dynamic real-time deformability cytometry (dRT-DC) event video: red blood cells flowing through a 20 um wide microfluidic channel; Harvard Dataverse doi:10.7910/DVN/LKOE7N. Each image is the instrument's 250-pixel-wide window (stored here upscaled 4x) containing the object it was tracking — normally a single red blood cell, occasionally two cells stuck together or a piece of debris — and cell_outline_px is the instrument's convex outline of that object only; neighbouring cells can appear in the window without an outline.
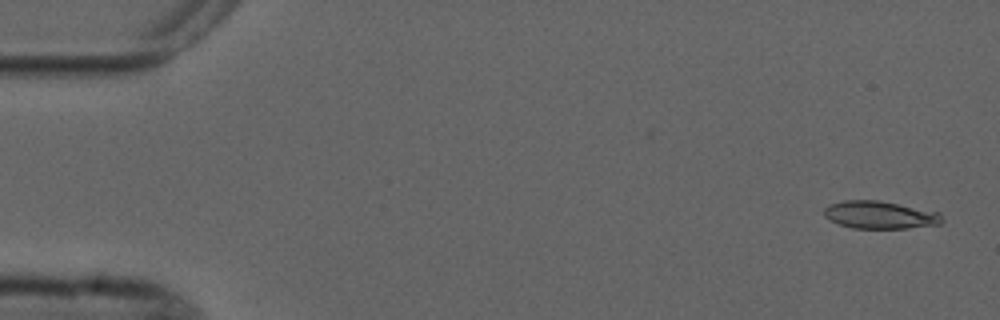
{"species": "common noctule bat (a hibernating species)", "species_latin": "Nyctalus noctula", "temperature_condition": "cold", "stored_images_in_passage": 5, "camera_frame_rate_fps": 3000, "um_per_image_px": 0.085, "animal": {"sex": "male", "forearm_length_mm": 52.5}, "frame": {"image": 1, "passage_image": 1, "time_ms": 0.0, "image_size_px": [1000, 320], "cell_outline_px": [[944, 220], [940, 224], [908, 228], [852, 228], [840, 224], [824, 216], [824, 208], [832, 204], [844, 200], [876, 200], [940, 212]], "centroid_in_image_um": [74.82, 18.27], "position_along_channel_um": 10.2, "area_um2": 18.79}}